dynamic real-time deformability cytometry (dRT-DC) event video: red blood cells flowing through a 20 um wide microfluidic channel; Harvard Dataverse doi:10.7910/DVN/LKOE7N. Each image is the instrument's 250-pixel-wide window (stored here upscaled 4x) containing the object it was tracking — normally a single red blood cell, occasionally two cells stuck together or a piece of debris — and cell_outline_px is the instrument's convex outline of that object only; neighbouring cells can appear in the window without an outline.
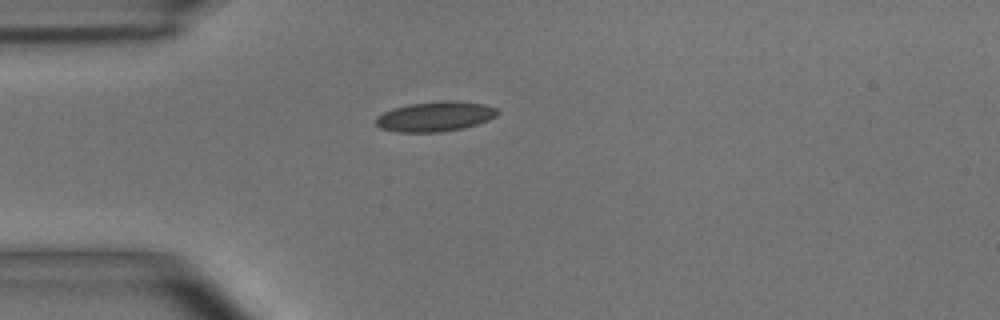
{"species": "common noctule bat (a hibernating species)", "species_latin": "Nyctalus noctula", "temperature_condition": "room temperature", "stored_images_in_passage": 41, "camera_frame_rate_fps": 3000, "um_per_image_px": 0.085, "animal": {"sex": "male", "body_mass_g": 15.6}, "frame": {"image": 1, "passage_image": 1, "time_ms": 0.0, "image_size_px": [1000, 320], "cell_outline_px": [[500, 112], [496, 116], [488, 120], [464, 128], [440, 132], [396, 132], [380, 128], [376, 124], [376, 116], [392, 108], [408, 104], [444, 100], [448, 100], [484, 104], [496, 108]], "centroid_in_image_um": [36.97, 9.9], "position_along_channel_um": 48.0, "area_um2": 21.27}}
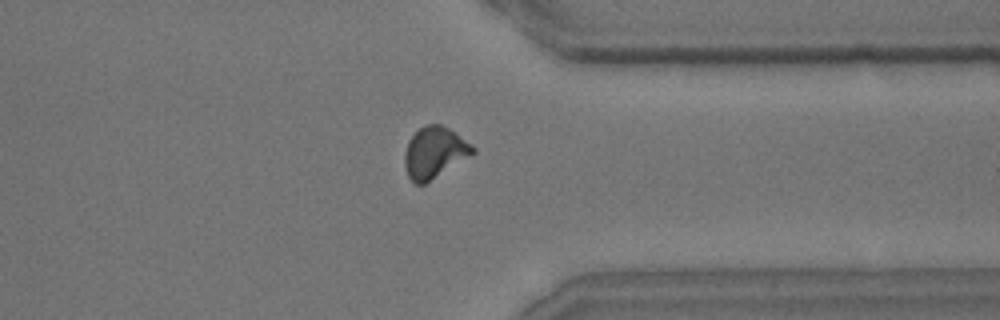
{"frame": {"image": 2, "passage_image": 29, "time_ms": 9.333, "image_size_px": [1000, 320], "cell_outline_px": [[476, 152], [424, 184], [412, 184], [408, 176], [404, 164], [404, 156], [408, 140], [420, 128], [428, 124], [440, 124], [456, 132], [472, 144], [476, 148]], "centroid_in_image_um": [36.93, 12.96], "position_along_channel_um": 374.5, "area_um2": 20.29}}
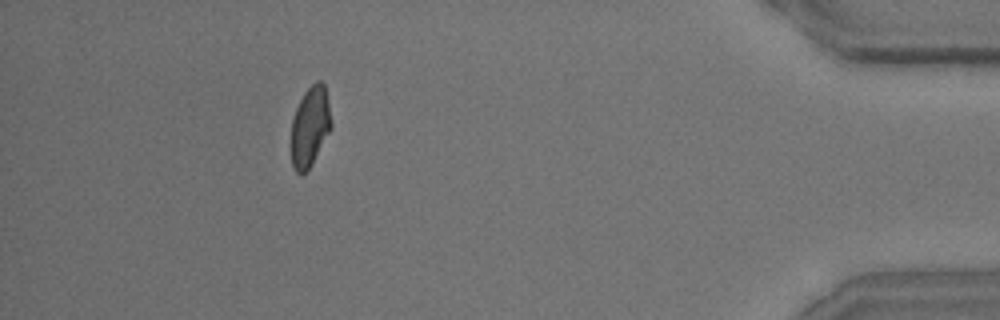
{"frame": {"image": 3, "passage_image": 36, "time_ms": 11.667, "image_size_px": [1000, 320], "cell_outline_px": [[332, 128], [308, 168], [300, 176], [292, 168], [292, 120], [296, 108], [304, 92], [316, 80], [320, 80], [324, 84], [328, 100], [332, 124]], "centroid_in_image_um": [26.36, 10.73], "position_along_channel_um": 408.8, "area_um2": 18.44}, "authors_computed_cell_mechanics": {"area_um2": 19.7098, "velocity_mm_per_s": 3.6597, "shape_relaxation_time_tau1_ms": 8.2676, "shape_relaxation_time_tau2_ms": 2.1828, "deformation_change_tau1": 0.1692, "deformation_change_tau2": 0.0732}}